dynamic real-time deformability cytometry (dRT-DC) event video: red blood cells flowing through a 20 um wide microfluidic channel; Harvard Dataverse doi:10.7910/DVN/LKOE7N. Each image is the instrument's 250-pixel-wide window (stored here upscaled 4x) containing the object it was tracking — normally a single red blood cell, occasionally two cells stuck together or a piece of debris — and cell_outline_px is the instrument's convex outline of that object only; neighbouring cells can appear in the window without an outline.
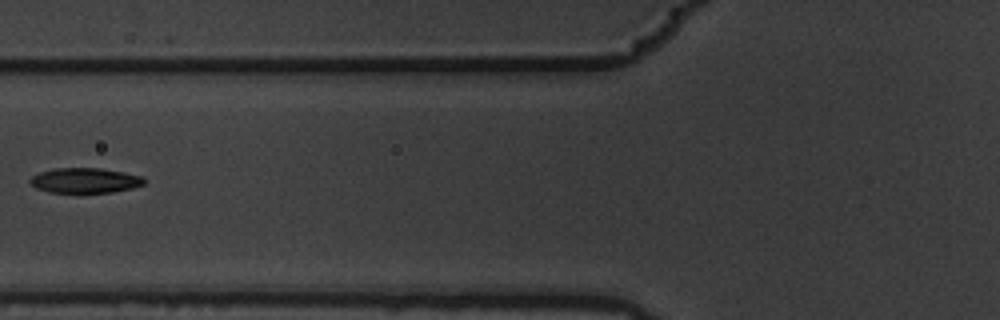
{"species": "common noctule bat (a hibernating species)", "species_latin": "Nyctalus noctula", "temperature_condition": "warm", "stored_images_in_passage": 7, "camera_frame_rate_fps": 3000, "um_per_image_px": 0.085, "animal": {"sex": "male", "body_mass_g": 19.5, "forearm_length_mm": 54.6}, "frame": {"image": 1, "passage_image": 7, "time_ms": 2.0, "image_size_px": [1000, 320], "cell_outline_px": [[144, 184], [132, 188], [112, 192], [48, 192], [36, 188], [28, 180], [32, 176], [40, 172], [52, 168], [100, 168], [124, 172], [140, 176], [144, 180]], "centroid_in_image_um": [7.19, 15.33], "position_along_channel_um": 118.6, "area_um2": 16.53}}